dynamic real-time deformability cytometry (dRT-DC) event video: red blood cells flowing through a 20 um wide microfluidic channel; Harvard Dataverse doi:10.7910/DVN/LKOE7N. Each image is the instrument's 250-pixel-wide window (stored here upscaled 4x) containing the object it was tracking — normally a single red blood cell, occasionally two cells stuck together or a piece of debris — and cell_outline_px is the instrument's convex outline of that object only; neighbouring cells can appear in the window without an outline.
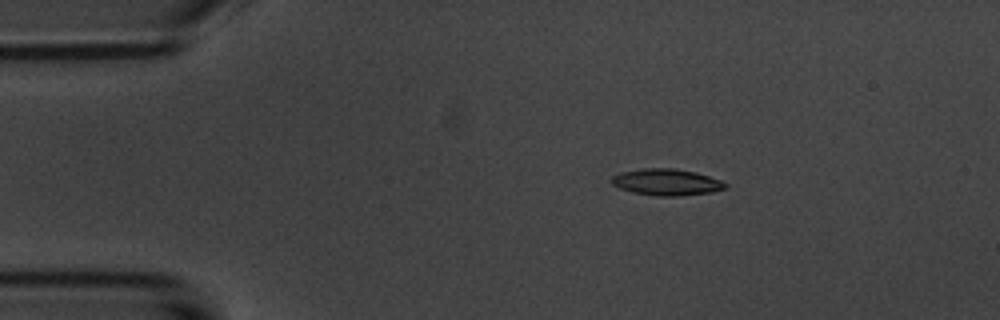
{"species": "common noctule bat (a hibernating species)", "species_latin": "Nyctalus noctula", "temperature_condition": "room temperature", "stored_images_in_passage": 3, "camera_frame_rate_fps": 3000, "um_per_image_px": 0.085, "animal": {"sex": "male", "body_mass_g": 20.1, "forearm_length_mm": 53.5}, "frame": {"image": 1, "passage_image": 2, "time_ms": 1.333, "image_size_px": [1000, 320], "cell_outline_px": [[728, 184], [724, 188], [712, 192], [676, 196], [656, 196], [632, 192], [620, 188], [612, 184], [608, 180], [612, 176], [620, 172], [644, 168], [676, 168], [696, 172], [720, 180]], "centroid_in_image_um": [56.61, 15.47], "position_along_channel_um": 28.4, "area_um2": 17.63}}